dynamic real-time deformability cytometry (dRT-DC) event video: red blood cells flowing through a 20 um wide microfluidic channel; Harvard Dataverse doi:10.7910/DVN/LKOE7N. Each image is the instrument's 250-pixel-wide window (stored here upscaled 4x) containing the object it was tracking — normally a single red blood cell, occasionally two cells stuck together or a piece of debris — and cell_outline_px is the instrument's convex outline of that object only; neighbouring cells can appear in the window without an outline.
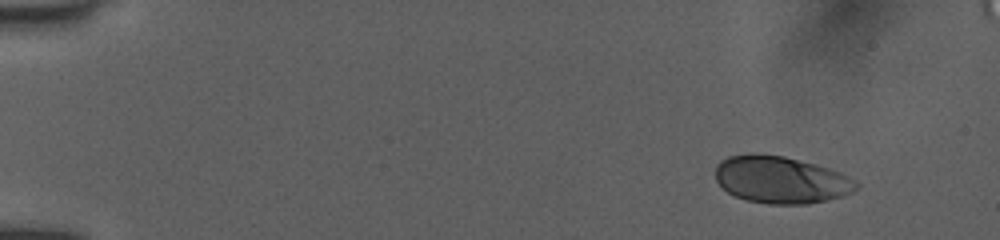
{"species": "human", "species_latin": "Homo sapiens", "temperature_condition": "room temperature", "stored_images_in_passage": 9, "camera_frame_rate_fps": 3000, "um_per_image_px": 0.085, "donor": {"sex": "female"}, "frame": {"image": 1, "passage_image": 2, "time_ms": 0.667, "image_size_px": [1000, 240], "cell_outline_px": [[860, 184], [852, 192], [840, 196], [808, 204], [768, 204], [748, 200], [736, 196], [728, 192], [716, 180], [716, 164], [720, 160], [728, 156], [748, 152], [760, 152], [784, 156], [828, 168], [840, 172]], "centroid_in_image_um": [66.32, 15.25], "position_along_channel_um": 18.7, "area_um2": 38.67}}
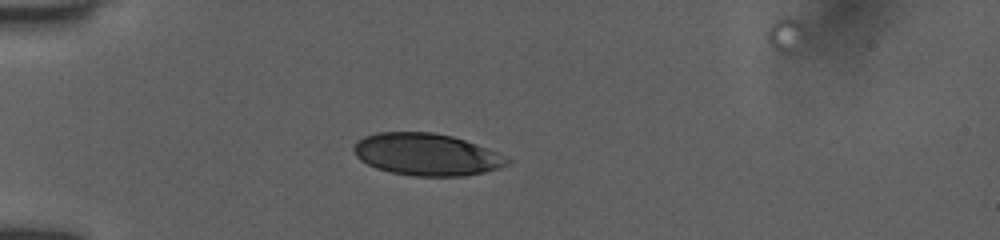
{"frame": {"image": 2, "passage_image": 7, "time_ms": 4.0, "image_size_px": [1000, 240], "cell_outline_px": [[512, 164], [500, 168], [484, 172], [464, 176], [412, 176], [392, 172], [376, 168], [360, 160], [356, 156], [352, 148], [364, 136], [380, 132], [432, 132], [452, 136], [464, 140], [496, 152], [512, 160]], "centroid_in_image_um": [36.28, 13.14], "position_along_channel_um": 48.7, "area_um2": 37.51}}
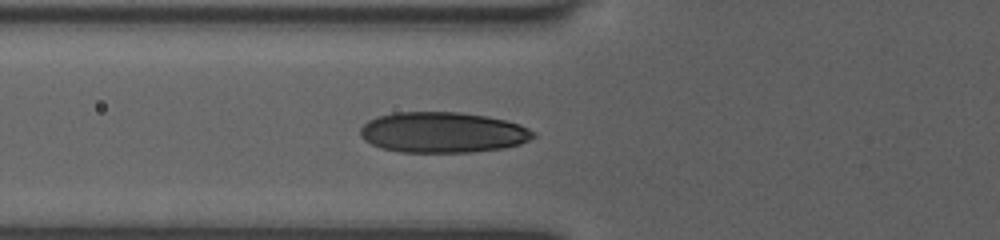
{"frame": {"image": 3, "passage_image": 9, "time_ms": 5.667, "image_size_px": [1000, 240], "cell_outline_px": [[536, 136], [520, 144], [504, 148], [472, 152], [400, 152], [380, 148], [364, 140], [360, 136], [360, 128], [368, 120], [376, 116], [396, 112], [456, 112], [484, 116], [504, 120], [520, 124], [536, 132]], "centroid_in_image_um": [37.61, 11.26], "position_along_channel_um": 88.2, "area_um2": 41.1}}